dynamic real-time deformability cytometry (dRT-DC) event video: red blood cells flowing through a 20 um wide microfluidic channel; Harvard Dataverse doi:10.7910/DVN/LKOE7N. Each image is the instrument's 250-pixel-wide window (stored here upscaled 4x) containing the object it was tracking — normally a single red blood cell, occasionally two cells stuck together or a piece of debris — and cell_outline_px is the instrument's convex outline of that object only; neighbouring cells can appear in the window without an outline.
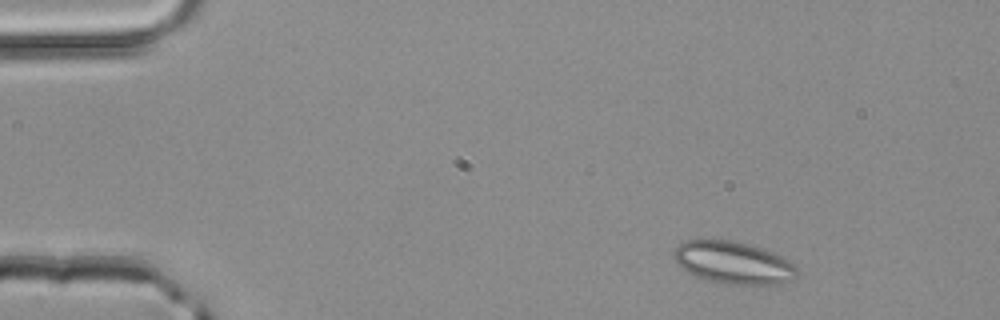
{"species": "common noctule bat (a hibernating species)", "species_latin": "Nyctalus noctula", "temperature_condition": "room temperature", "stored_images_in_passage": 3, "camera_frame_rate_fps": 3000, "um_per_image_px": 0.085, "animal": {"sex": "male", "body_mass_g": 20.4}, "frame": {"image": 1, "passage_image": 1, "time_ms": 0.0, "image_size_px": [1000, 320], "cell_outline_px": [[800, 272], [792, 280], [776, 284], [724, 284], [708, 280], [696, 276], [680, 268], [676, 264], [672, 252], [684, 240], [728, 240], [760, 248], [772, 252], [780, 256], [792, 264]], "centroid_in_image_um": [62.29, 22.34], "position_along_channel_um": 22.7, "area_um2": 30.11}}